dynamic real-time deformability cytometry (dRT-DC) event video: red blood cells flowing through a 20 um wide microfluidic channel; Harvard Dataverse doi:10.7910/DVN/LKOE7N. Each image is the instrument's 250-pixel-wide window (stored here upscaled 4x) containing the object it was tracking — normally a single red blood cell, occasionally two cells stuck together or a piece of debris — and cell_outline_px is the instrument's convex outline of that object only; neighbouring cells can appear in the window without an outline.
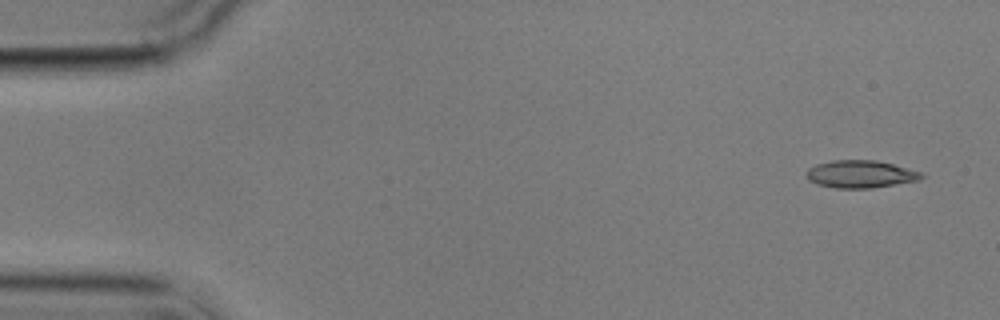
{"species": "common noctule bat (a hibernating species)", "species_latin": "Nyctalus noctula", "temperature_condition": "cold", "stored_images_in_passage": 8, "camera_frame_rate_fps": 3000, "um_per_image_px": 0.085, "animal": {"sex": "male", "body_mass_g": 17.9}, "frame": {"image": 1, "passage_image": 1, "time_ms": 0.0, "image_size_px": [1000, 320], "cell_outline_px": [[924, 176], [920, 180], [872, 188], [836, 188], [816, 184], [808, 180], [808, 168], [816, 164], [832, 160], [876, 160], [924, 172]], "centroid_in_image_um": [73.17, 14.8], "position_along_channel_um": 11.8, "area_um2": 18.5}}
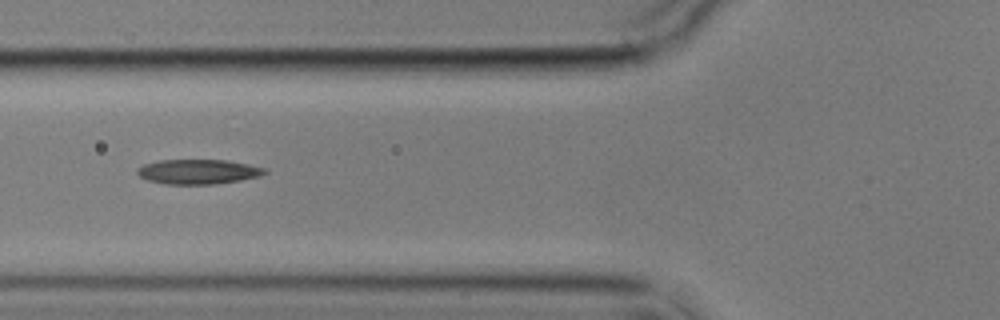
{"frame": {"image": 2, "passage_image": 6, "time_ms": 6.0, "image_size_px": [1000, 320], "cell_outline_px": [[268, 172], [260, 176], [240, 180], [216, 184], [164, 184], [148, 180], [140, 176], [136, 172], [136, 168], [144, 164], [160, 160], [228, 160], [248, 164], [264, 168]], "centroid_in_image_um": [16.83, 14.59], "position_along_channel_um": 109.0, "area_um2": 18.38}}
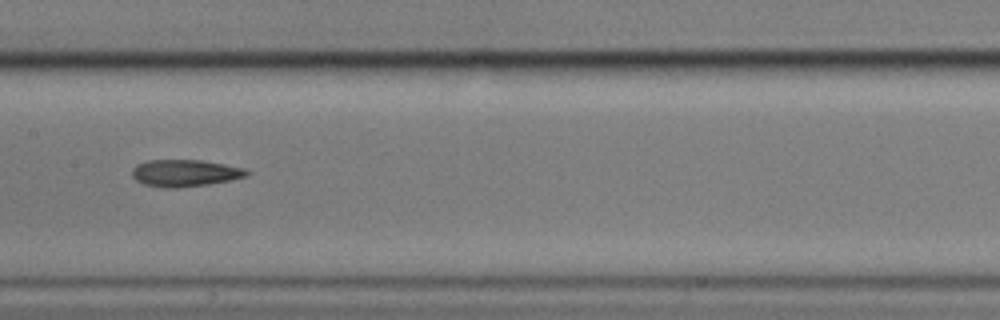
{"frame": {"image": 3, "passage_image": 8, "time_ms": 8.333, "image_size_px": [1000, 320], "cell_outline_px": [[252, 172], [248, 176], [208, 184], [176, 188], [164, 188], [144, 184], [136, 180], [132, 176], [132, 168], [136, 164], [148, 160], [200, 160], [224, 164], [244, 168]], "centroid_in_image_um": [15.71, 14.71], "position_along_channel_um": 191.7, "area_um2": 18.03}}